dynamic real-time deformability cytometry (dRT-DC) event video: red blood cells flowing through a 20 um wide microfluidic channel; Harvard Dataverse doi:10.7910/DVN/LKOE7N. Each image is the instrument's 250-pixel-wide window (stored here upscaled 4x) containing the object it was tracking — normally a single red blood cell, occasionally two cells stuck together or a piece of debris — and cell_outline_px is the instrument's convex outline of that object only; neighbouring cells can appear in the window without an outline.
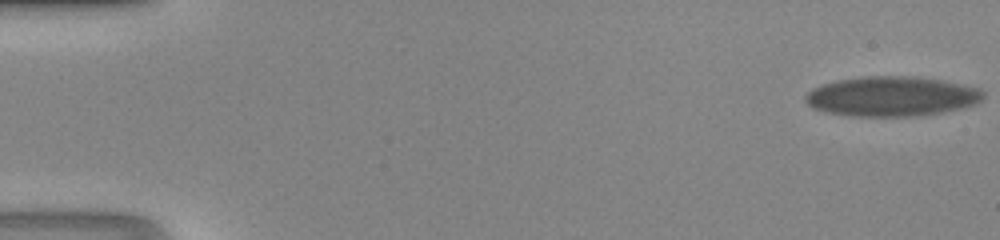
{"species": "human", "species_latin": "Homo sapiens", "temperature_condition": "room temperature", "stored_images_in_passage": 52, "camera_frame_rate_fps": 3000, "um_per_image_px": 0.085, "donor": {"sex": "male"}, "frame": {"image": 1, "passage_image": 1, "time_ms": 0.0, "image_size_px": [1000, 240], "cell_outline_px": [[984, 96], [976, 104], [944, 112], [924, 116], [848, 116], [828, 112], [816, 108], [808, 104], [804, 100], [804, 96], [812, 88], [836, 80], [860, 76], [920, 76], [980, 88], [984, 92]], "centroid_in_image_um": [75.8, 8.19], "position_along_channel_um": 9.2, "area_um2": 41.5}}
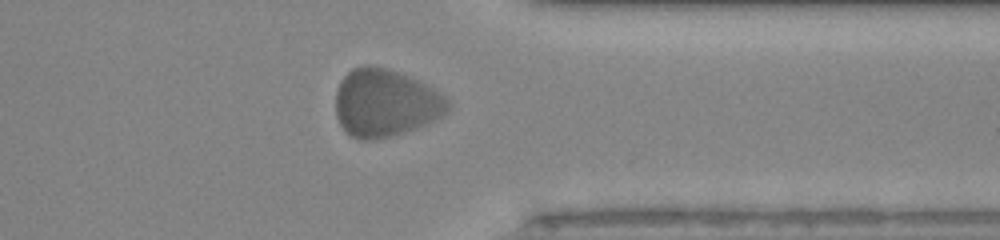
{"frame": {"image": 2, "passage_image": 42, "time_ms": 13.667, "image_size_px": [1000, 240], "cell_outline_px": [[452, 104], [448, 112], [416, 128], [404, 132], [376, 140], [360, 140], [344, 132], [336, 116], [336, 92], [340, 80], [352, 68], [364, 64], [368, 64], [384, 68], [396, 72], [416, 80], [432, 88], [444, 96]], "centroid_in_image_um": [32.71, 8.76], "position_along_channel_um": 378.7, "area_um2": 44.1}}
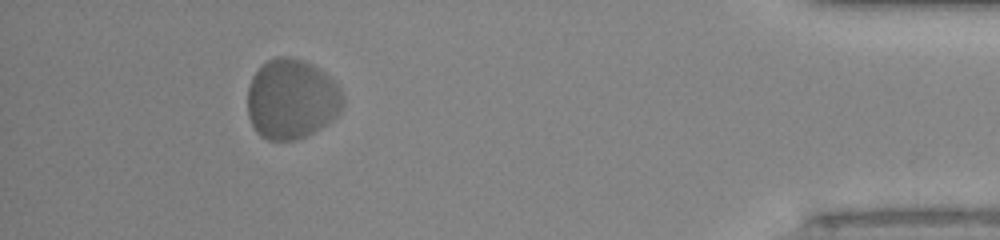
{"frame": {"image": 3, "passage_image": 48, "time_ms": 15.667, "image_size_px": [1000, 240], "cell_outline_px": [[344, 104], [340, 112], [328, 124], [296, 140], [268, 140], [260, 136], [256, 132], [248, 116], [248, 88], [252, 76], [268, 60], [276, 56], [288, 56], [304, 60], [312, 64], [324, 72], [340, 88], [344, 96]], "centroid_in_image_um": [24.79, 8.42], "position_along_channel_um": 410.4, "area_um2": 44.68}}